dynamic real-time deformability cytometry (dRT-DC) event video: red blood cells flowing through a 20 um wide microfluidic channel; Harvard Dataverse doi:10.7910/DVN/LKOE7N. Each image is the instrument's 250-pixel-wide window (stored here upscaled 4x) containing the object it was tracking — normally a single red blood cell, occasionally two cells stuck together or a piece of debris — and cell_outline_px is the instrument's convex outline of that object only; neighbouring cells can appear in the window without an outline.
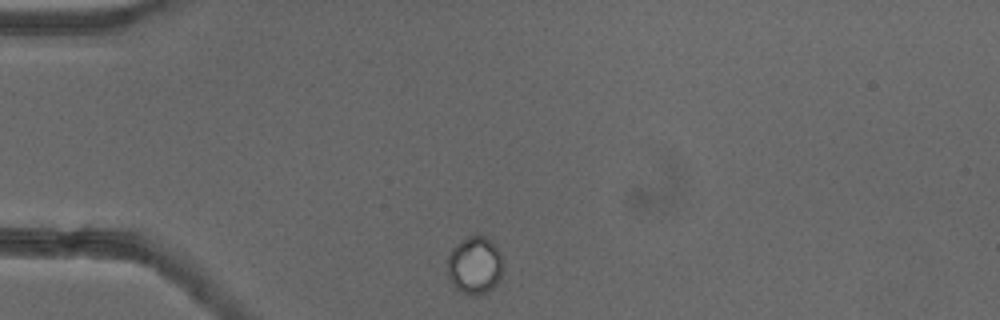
{"species": "common noctule bat (a hibernating species)", "species_latin": "Nyctalus noctula", "temperature_condition": "cold", "stored_images_in_passage": 43, "camera_frame_rate_fps": 3000, "um_per_image_px": 0.085, "animal": {"sex": "female"}, "frame": {"image": 1, "passage_image": 1, "time_ms": 0.0, "image_size_px": [1000, 320], "cell_outline_px": [[504, 268], [500, 280], [492, 288], [476, 296], [460, 292], [452, 284], [448, 276], [448, 256], [452, 248], [460, 240], [476, 232], [484, 236], [500, 252]], "centroid_in_image_um": [40.35, 22.54], "position_along_channel_um": 44.6, "area_um2": 18.9}}
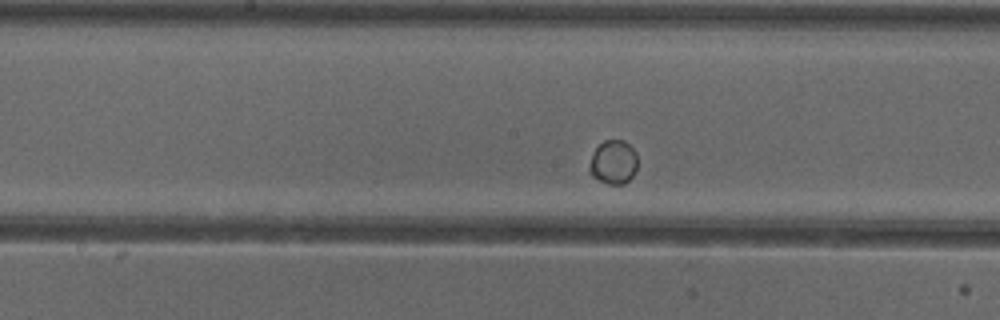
{"frame": {"image": 2, "passage_image": 16, "time_ms": 5.0, "image_size_px": [1000, 320], "cell_outline_px": [[636, 172], [624, 184], [608, 184], [592, 176], [588, 172], [588, 168], [592, 152], [604, 140], [624, 140], [636, 152]], "centroid_in_image_um": [52.11, 13.78], "position_along_channel_um": 196.1, "area_um2": 12.37}}
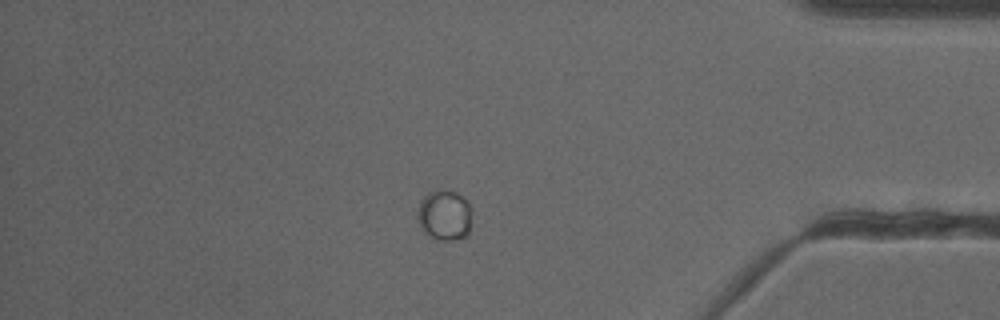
{"frame": {"image": 3, "passage_image": 35, "time_ms": 11.333, "image_size_px": [1000, 320], "cell_outline_px": [[472, 208], [468, 236], [452, 240], [436, 240], [424, 232], [416, 216], [416, 212], [420, 200], [428, 192], [440, 188], [444, 188], [456, 192], [468, 200]], "centroid_in_image_um": [37.79, 18.26], "position_along_channel_um": 397.4, "area_um2": 16.53}}